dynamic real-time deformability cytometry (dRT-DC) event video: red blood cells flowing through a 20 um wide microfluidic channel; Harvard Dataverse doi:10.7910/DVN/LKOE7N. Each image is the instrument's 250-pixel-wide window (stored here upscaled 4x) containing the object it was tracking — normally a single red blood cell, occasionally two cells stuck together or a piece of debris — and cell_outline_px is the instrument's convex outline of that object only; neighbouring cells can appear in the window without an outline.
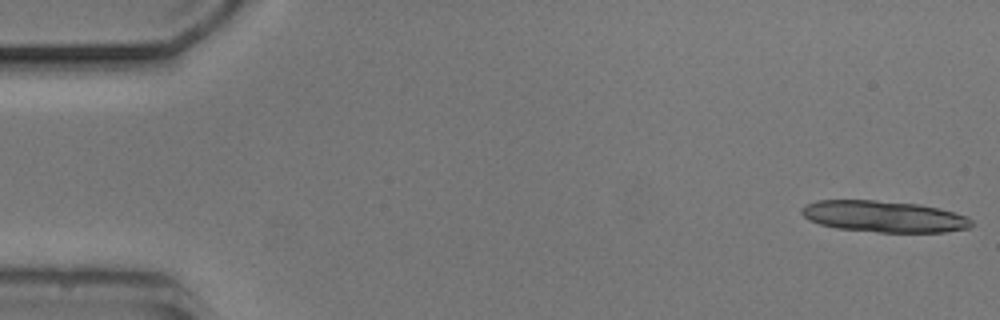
{"species": "common noctule bat (a hibernating species)", "species_latin": "Nyctalus noctula", "temperature_condition": "cold", "stored_images_in_passage": 13, "camera_frame_rate_fps": 3000, "um_per_image_px": 0.085, "animal": {"sex": "male", "body_mass_g": 20.5, "forearm_length_mm": 52.5}, "frame": {"image": 1, "passage_image": 1, "time_ms": 0.0, "image_size_px": [1000, 320], "cell_outline_px": [[972, 224], [968, 228], [944, 232], [876, 232], [836, 228], [820, 224], [808, 220], [800, 212], [800, 208], [804, 204], [816, 200], [876, 200], [920, 204], [940, 208], [968, 216], [972, 220]], "centroid_in_image_um": [75.11, 18.39], "position_along_channel_um": 9.9, "area_um2": 31.39}}